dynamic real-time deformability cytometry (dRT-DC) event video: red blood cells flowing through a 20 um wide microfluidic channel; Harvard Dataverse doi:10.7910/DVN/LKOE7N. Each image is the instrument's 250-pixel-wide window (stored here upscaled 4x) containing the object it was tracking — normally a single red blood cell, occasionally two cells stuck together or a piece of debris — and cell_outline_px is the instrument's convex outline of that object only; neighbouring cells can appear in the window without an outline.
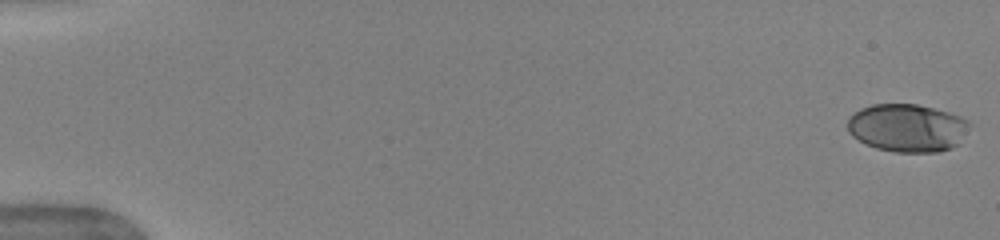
{"species": "human", "species_latin": "Homo sapiens", "temperature_condition": "warm", "stored_images_in_passage": 52, "camera_frame_rate_fps": 3000, "um_per_image_px": 0.085, "donor": {"sex": "female"}, "frame": {"image": 1, "passage_image": 1, "time_ms": 0.0, "image_size_px": [1000, 240], "cell_outline_px": [[972, 124], [960, 144], [952, 148], [940, 152], [896, 152], [876, 148], [852, 136], [848, 132], [848, 116], [860, 108], [872, 104], [916, 104], [936, 108], [960, 116], [968, 120]], "centroid_in_image_um": [77.16, 10.86], "position_along_channel_um": 7.8, "area_um2": 34.51}}
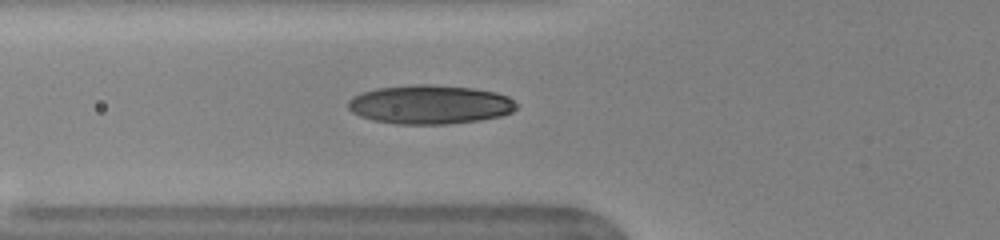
{"frame": {"image": 2, "passage_image": 20, "time_ms": 6.333, "image_size_px": [1000, 240], "cell_outline_px": [[516, 108], [512, 112], [500, 116], [480, 120], [448, 124], [396, 124], [372, 120], [360, 116], [352, 112], [348, 108], [348, 100], [352, 96], [360, 92], [376, 88], [408, 84], [432, 84], [472, 88], [496, 92], [508, 96], [516, 104]], "centroid_in_image_um": [36.5, 8.88], "position_along_channel_um": 89.3, "area_um2": 38.55}}
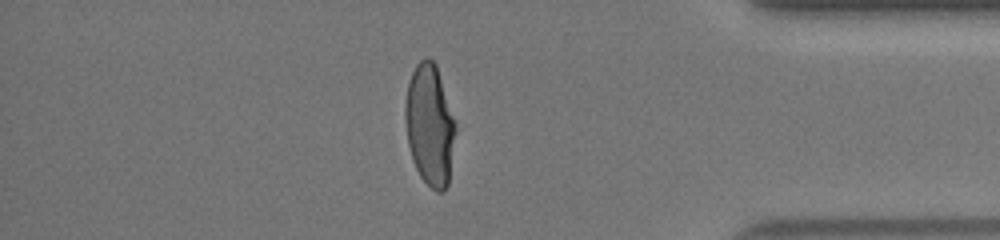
{"frame": {"image": 3, "passage_image": 45, "time_ms": 14.667, "image_size_px": [1000, 240], "cell_outline_px": [[456, 132], [448, 184], [444, 192], [436, 192], [420, 176], [412, 160], [408, 144], [404, 120], [404, 104], [408, 84], [412, 72], [416, 64], [424, 56], [428, 56], [436, 64], [456, 128]], "centroid_in_image_um": [36.51, 10.63], "position_along_channel_um": 398.7, "area_um2": 35.49}, "authors_computed_cell_mechanics": {"area_um2": 36.0672, "velocity_mm_per_s": 3.9766, "shape_relaxation_time_tau1_ms": 5.1647, "shape_relaxation_time_tau2_ms": null, "deformation_change_tau1": 0.223, "deformation_change_tau2": null}}